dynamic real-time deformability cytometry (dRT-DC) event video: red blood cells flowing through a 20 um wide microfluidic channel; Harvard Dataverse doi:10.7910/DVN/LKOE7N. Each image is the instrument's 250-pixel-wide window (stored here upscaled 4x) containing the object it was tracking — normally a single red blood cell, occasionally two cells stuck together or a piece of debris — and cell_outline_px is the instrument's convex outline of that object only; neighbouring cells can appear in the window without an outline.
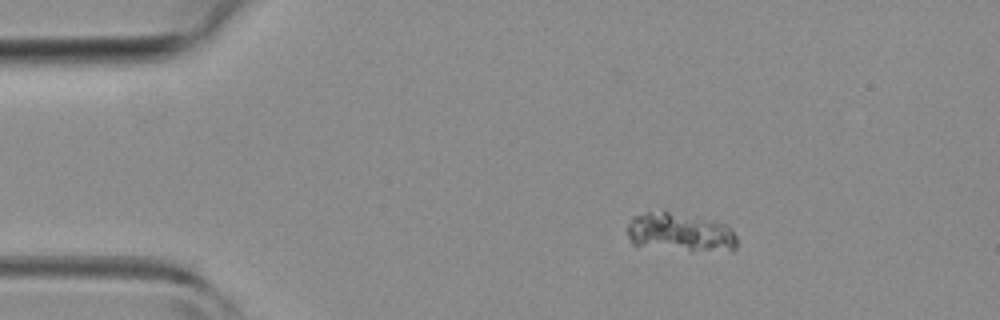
{"species": "common noctule bat (a hibernating species)", "species_latin": "Nyctalus noctula", "temperature_condition": "room temperature", "stored_images_in_passage": 5, "camera_frame_rate_fps": 3000, "um_per_image_px": 0.085, "animal": {"sex": "female", "body_mass_g": 19.3, "forearm_length_mm": 54.1}, "frame": {"image": 1, "passage_image": 3, "time_ms": 2.333, "image_size_px": [1000, 320], "cell_outline_px": [[736, 248], [732, 252], [692, 252], [636, 248], [632, 244], [628, 236], [628, 224], [632, 216], [648, 212], [668, 212], [728, 224], [732, 228], [736, 236]], "centroid_in_image_um": [57.81, 19.84], "position_along_channel_um": 27.2, "area_um2": 25.78}}